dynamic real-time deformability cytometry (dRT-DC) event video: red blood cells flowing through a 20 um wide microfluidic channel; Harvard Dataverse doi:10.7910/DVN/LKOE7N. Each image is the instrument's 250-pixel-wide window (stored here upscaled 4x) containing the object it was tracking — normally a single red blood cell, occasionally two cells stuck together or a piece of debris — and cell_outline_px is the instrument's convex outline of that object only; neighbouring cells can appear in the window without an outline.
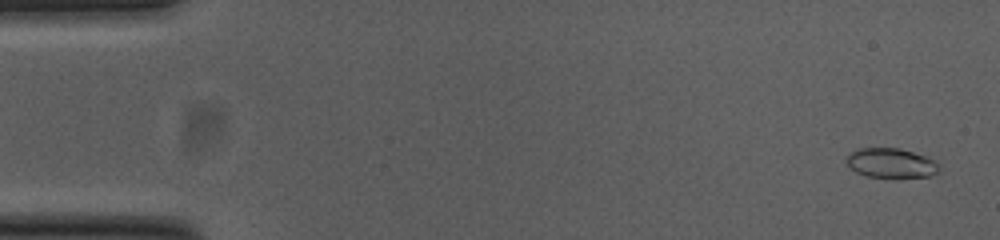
{"species": "common noctule bat (a hibernating species)", "species_latin": "Nyctalus noctula", "temperature_condition": "cold", "stored_images_in_passage": 53, "camera_frame_rate_fps": 3000, "um_per_image_px": 0.085, "animal": {"sex": "female", "body_mass_g": 23.0, "forearm_length_mm": 53.4}, "frame": {"image": 1, "passage_image": 2, "time_ms": 0.333, "image_size_px": [1000, 240], "cell_outline_px": [[940, 168], [936, 172], [928, 176], [896, 180], [868, 176], [856, 172], [844, 160], [856, 148], [900, 148], [924, 156], [932, 160]], "centroid_in_image_um": [75.71, 13.9], "position_along_channel_um": 9.3, "area_um2": 16.24}}
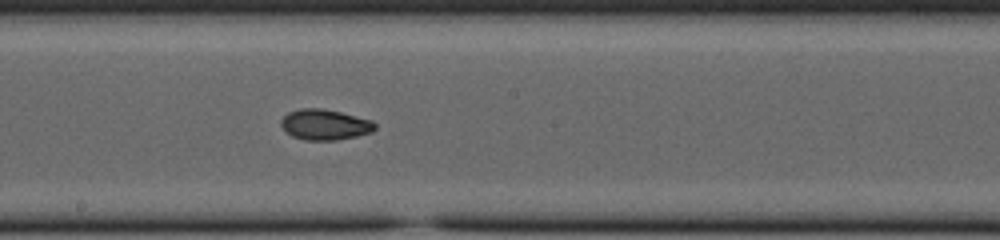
{"frame": {"image": 2, "passage_image": 29, "time_ms": 9.333, "image_size_px": [1000, 240], "cell_outline_px": [[376, 128], [372, 132], [356, 136], [336, 140], [304, 140], [292, 136], [280, 124], [280, 120], [288, 112], [300, 108], [324, 108], [372, 120], [376, 124]], "centroid_in_image_um": [27.62, 10.58], "position_along_channel_um": 220.6, "area_um2": 16.76}}
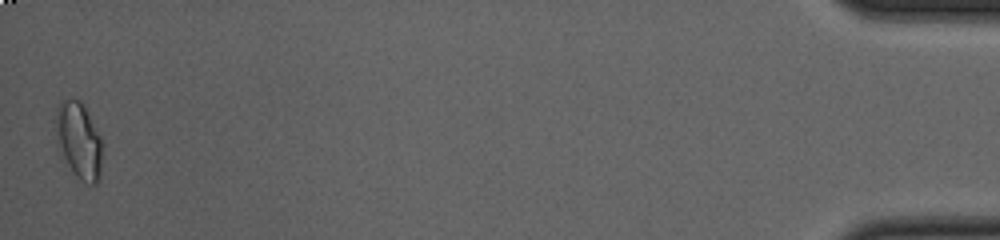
{"frame": {"image": 3, "passage_image": 53, "time_ms": 17.333, "image_size_px": [1000, 240], "cell_outline_px": [[104, 144], [100, 176], [96, 184], [88, 184], [80, 180], [72, 172], [60, 156], [56, 148], [56, 108], [60, 100], [80, 100], [84, 104]], "centroid_in_image_um": [6.7, 11.98], "position_along_channel_um": 428.5, "area_um2": 21.44}, "authors_computed_cell_mechanics": {"area_um2": 16.6464, "velocity_mm_per_s": 3.8058, "shape_relaxation_time_tau1_ms": null, "shape_relaxation_time_tau2_ms": 2.8387, "deformation_change_tau1": null, "deformation_change_tau2": 0.0679}}